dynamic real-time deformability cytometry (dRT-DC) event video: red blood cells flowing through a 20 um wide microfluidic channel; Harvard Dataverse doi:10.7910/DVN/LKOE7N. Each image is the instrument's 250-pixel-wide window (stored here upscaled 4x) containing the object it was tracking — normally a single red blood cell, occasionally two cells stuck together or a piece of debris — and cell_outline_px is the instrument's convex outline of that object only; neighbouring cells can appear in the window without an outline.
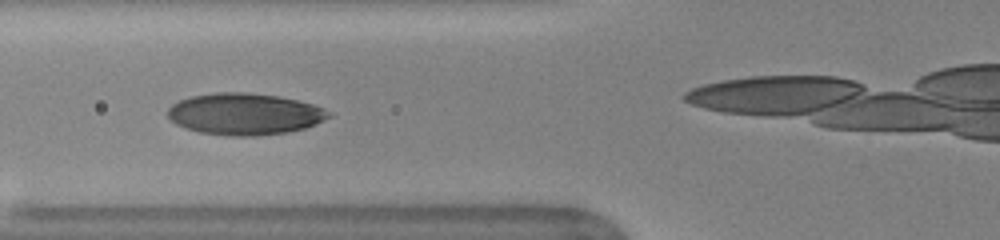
{"species": "human", "species_latin": "Homo sapiens", "temperature_condition": "warm", "stored_images_in_passage": 40, "camera_frame_rate_fps": 3000, "um_per_image_px": 0.085, "donor": {"sex": "female"}, "frame": {"image": 1, "passage_image": 18, "time_ms": 5.667, "image_size_px": [1000, 240], "cell_outline_px": [[316, 120], [308, 124], [296, 128], [268, 132], [220, 132], [176, 108], [180, 104], [188, 100], [204, 96], [264, 96], [288, 100], [304, 104], [316, 116]], "centroid_in_image_um": [21.08, 9.63], "position_along_channel_um": 104.7, "area_um2": 27.98}}